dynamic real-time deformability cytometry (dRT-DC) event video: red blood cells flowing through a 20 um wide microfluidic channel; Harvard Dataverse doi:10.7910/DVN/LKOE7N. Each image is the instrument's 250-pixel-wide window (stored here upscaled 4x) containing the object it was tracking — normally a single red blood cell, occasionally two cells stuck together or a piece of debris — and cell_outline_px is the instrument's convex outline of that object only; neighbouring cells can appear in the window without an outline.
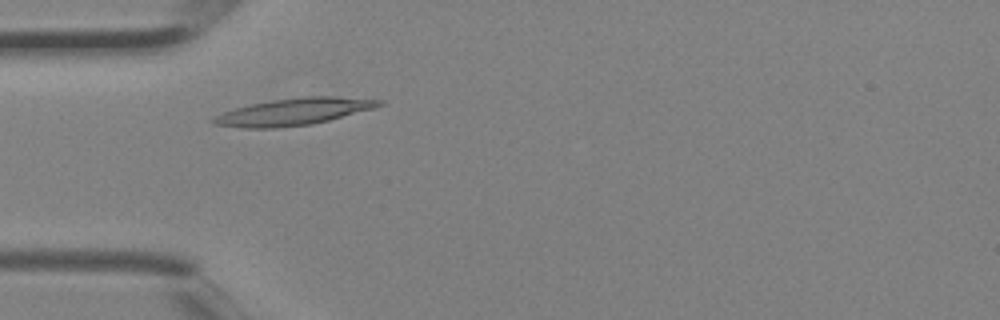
{"species": "Egyptian fruit bat (a non-hibernating species)", "species_latin": "Rousettus aegyptiacus", "temperature_condition": "room temperature", "stored_images_in_passage": 1, "camera_frame_rate_fps": 3000, "um_per_image_px": 0.085, "animal": {"sex": "female"}, "frame": {"image": 1, "passage_image": 1, "time_ms": 0.0, "image_size_px": [1000, 320], "cell_outline_px": [[384, 104], [372, 108], [328, 120], [312, 124], [276, 128], [244, 128], [212, 124], [208, 120], [224, 112], [236, 108], [252, 104], [272, 100], [308, 96], [336, 96], [384, 100]], "centroid_in_image_um": [24.94, 9.5], "position_along_channel_um": 60.1, "area_um2": 25.72}}